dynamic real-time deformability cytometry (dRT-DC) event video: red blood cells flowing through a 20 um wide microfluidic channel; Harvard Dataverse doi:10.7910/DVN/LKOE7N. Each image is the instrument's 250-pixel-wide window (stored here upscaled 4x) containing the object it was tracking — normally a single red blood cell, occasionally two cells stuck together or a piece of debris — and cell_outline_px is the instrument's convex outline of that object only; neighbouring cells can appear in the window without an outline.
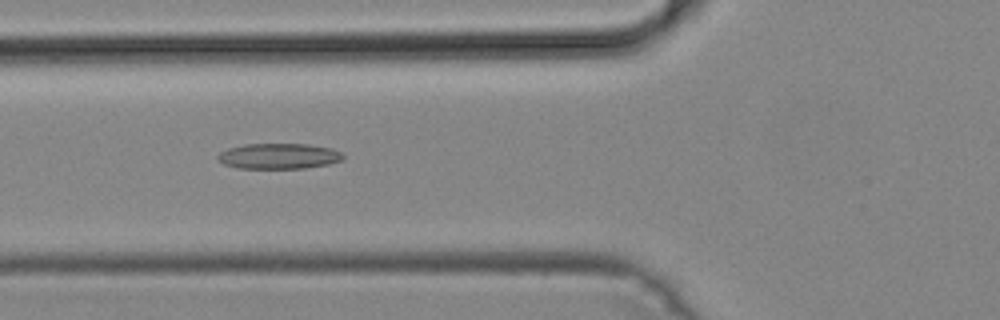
{"species": "common noctule bat (a hibernating species)", "species_latin": "Nyctalus noctula", "temperature_condition": "cold", "stored_images_in_passage": 50, "camera_frame_rate_fps": 3000, "um_per_image_px": 0.085, "animal": {"sex": "male", "body_mass_g": 19.2, "forearm_length_mm": 51.8}, "frame": {"image": 1, "passage_image": 19, "time_ms": 6.0, "image_size_px": [1000, 320], "cell_outline_px": [[344, 156], [340, 160], [328, 164], [304, 168], [236, 168], [224, 164], [216, 160], [216, 156], [220, 152], [228, 148], [244, 144], [308, 144], [332, 148], [340, 152]], "centroid_in_image_um": [23.64, 13.26], "position_along_channel_um": 102.2, "area_um2": 18.67}}
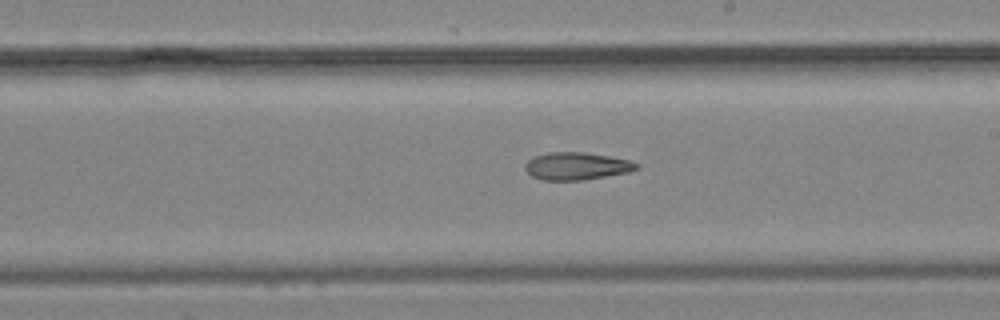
{"frame": {"image": 2, "passage_image": 29, "time_ms": 9.333, "image_size_px": [1000, 320], "cell_outline_px": [[640, 168], [628, 172], [580, 180], [540, 180], [532, 176], [524, 168], [524, 164], [528, 160], [536, 156], [548, 152], [584, 152], [632, 160], [640, 164]], "centroid_in_image_um": [49.02, 14.11], "position_along_channel_um": 240.0, "area_um2": 17.86}}
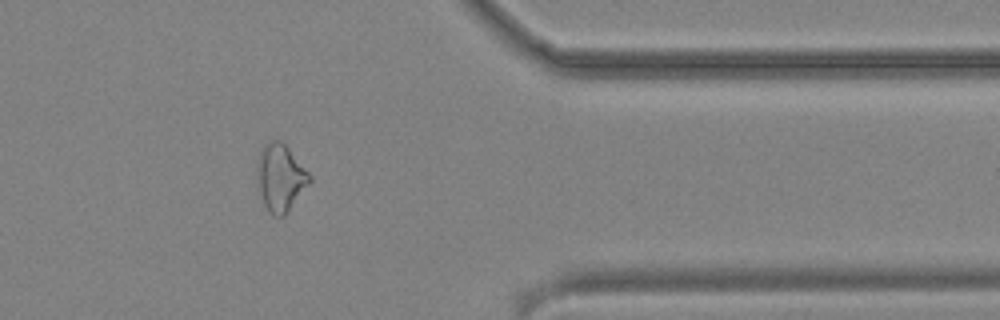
{"frame": {"image": 3, "passage_image": 41, "time_ms": 13.333, "image_size_px": [1000, 320], "cell_outline_px": [[312, 180], [288, 212], [284, 216], [272, 216], [268, 212], [264, 204], [256, 184], [256, 160], [264, 144], [268, 140], [280, 140], [288, 148], [312, 176]], "centroid_in_image_um": [23.8, 15.11], "position_along_channel_um": 387.6, "area_um2": 20.87}}